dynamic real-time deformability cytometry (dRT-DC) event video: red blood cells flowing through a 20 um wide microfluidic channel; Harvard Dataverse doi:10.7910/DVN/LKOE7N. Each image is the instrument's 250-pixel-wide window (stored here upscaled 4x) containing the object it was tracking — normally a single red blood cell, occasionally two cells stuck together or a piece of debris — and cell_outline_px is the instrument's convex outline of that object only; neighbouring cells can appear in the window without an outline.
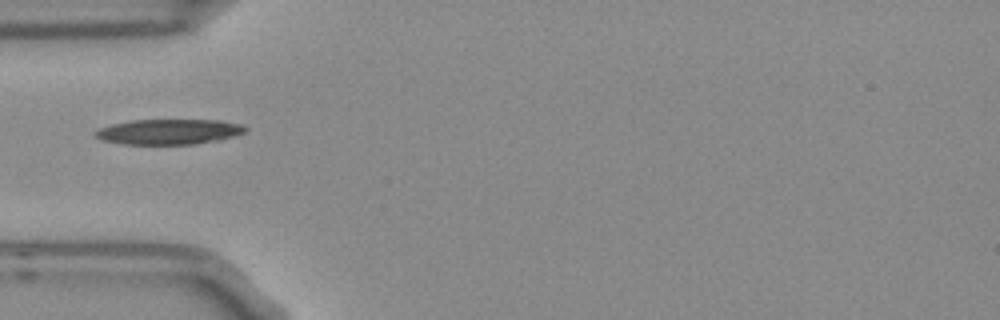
{"species": "Egyptian fruit bat (a non-hibernating species)", "species_latin": "Rousettus aegyptiacus", "temperature_condition": "room temperature", "stored_images_in_passage": 5, "camera_frame_rate_fps": 3000, "um_per_image_px": 0.085, "frame": {"image": 1, "passage_image": 4, "time_ms": 1.0, "image_size_px": [1000, 320], "cell_outline_px": [[248, 128], [244, 132], [220, 140], [192, 144], [124, 144], [100, 140], [92, 132], [100, 128], [112, 124], [128, 120], [220, 120], [240, 124]], "centroid_in_image_um": [14.31, 11.19], "position_along_channel_um": 70.7, "area_um2": 22.08}}
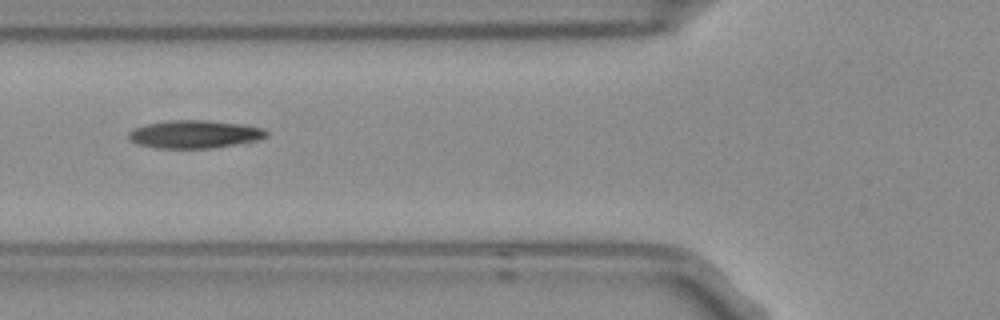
{"frame": {"image": 2, "passage_image": 5, "time_ms": 1.333, "image_size_px": [1000, 320], "cell_outline_px": [[268, 136], [256, 140], [212, 148], [156, 148], [136, 144], [128, 136], [128, 132], [136, 128], [148, 124], [164, 120], [208, 120], [244, 124], [264, 128], [268, 132]], "centroid_in_image_um": [16.55, 11.4], "position_along_channel_um": 109.2, "area_um2": 22.43}}